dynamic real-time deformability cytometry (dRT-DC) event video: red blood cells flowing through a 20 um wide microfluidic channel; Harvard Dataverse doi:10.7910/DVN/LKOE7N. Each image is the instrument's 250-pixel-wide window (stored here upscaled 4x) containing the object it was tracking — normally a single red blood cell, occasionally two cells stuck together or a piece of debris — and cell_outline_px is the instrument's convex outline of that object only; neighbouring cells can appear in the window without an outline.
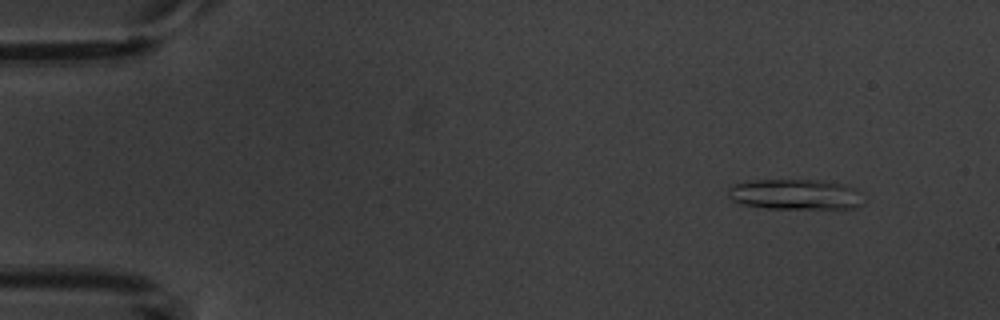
{"species": "common noctule bat (a hibernating species)", "species_latin": "Nyctalus noctula", "temperature_condition": "warm", "stored_images_in_passage": 4, "camera_frame_rate_fps": 3000, "um_per_image_px": 0.085, "animal": {"sex": "male", "body_mass_g": 20.1, "forearm_length_mm": 53.5}, "frame": {"image": 1, "passage_image": 2, "time_ms": 1.0, "image_size_px": [1000, 320], "cell_outline_px": [[864, 204], [856, 208], [768, 208], [744, 204], [732, 200], [728, 196], [728, 188], [732, 184], [752, 180], [824, 180], [848, 184], [856, 188], [860, 192]], "centroid_in_image_um": [67.65, 16.51], "position_along_channel_um": 17.3, "area_um2": 24.28}}